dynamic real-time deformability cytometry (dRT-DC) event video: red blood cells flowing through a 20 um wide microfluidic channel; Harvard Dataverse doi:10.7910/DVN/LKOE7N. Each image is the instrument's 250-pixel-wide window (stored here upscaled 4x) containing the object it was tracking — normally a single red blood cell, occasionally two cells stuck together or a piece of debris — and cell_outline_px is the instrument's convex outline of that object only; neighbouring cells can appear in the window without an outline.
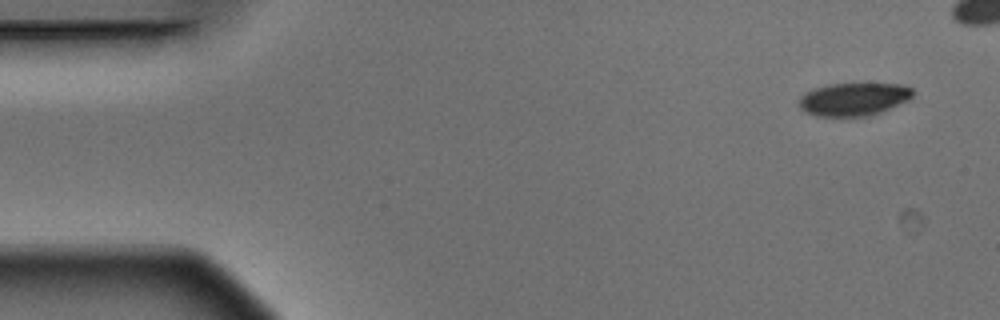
{"species": "Egyptian fruit bat (a non-hibernating species)", "species_latin": "Rousettus aegyptiacus", "temperature_condition": "warm", "stored_images_in_passage": 5, "camera_frame_rate_fps": 3000, "um_per_image_px": 0.085, "animal": {"sex": "male"}, "frame": {"image": 1, "passage_image": 1, "time_ms": 0.0, "image_size_px": [1000, 320], "cell_outline_px": [[912, 96], [908, 100], [880, 112], [868, 116], [816, 116], [804, 112], [800, 108], [800, 96], [804, 92], [828, 84], [904, 84], [912, 88]], "centroid_in_image_um": [72.54, 8.43], "position_along_channel_um": 12.5, "area_um2": 21.73}}